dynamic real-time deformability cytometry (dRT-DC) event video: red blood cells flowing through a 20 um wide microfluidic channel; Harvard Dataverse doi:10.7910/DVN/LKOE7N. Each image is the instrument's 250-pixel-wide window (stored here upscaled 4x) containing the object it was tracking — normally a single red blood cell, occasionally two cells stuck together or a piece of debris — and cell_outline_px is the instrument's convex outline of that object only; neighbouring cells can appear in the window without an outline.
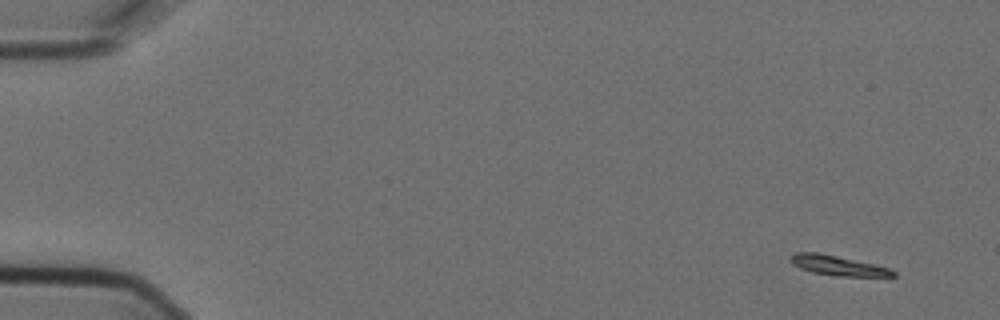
{"species": "Egyptian fruit bat (a non-hibernating species)", "species_latin": "Rousettus aegyptiacus", "temperature_condition": "cold", "stored_images_in_passage": 4, "camera_frame_rate_fps": 3000, "um_per_image_px": 0.085, "animal": {"sex": "female"}, "frame": {"image": 1, "passage_image": 1, "time_ms": 0.0, "image_size_px": [1000, 320], "cell_outline_px": [[896, 276], [836, 276], [812, 272], [800, 268], [792, 264], [792, 256], [796, 252], [816, 252], [836, 256], [872, 264], [888, 268], [896, 272]], "centroid_in_image_um": [71.2, 22.58], "position_along_channel_um": 13.8, "area_um2": 11.5}}
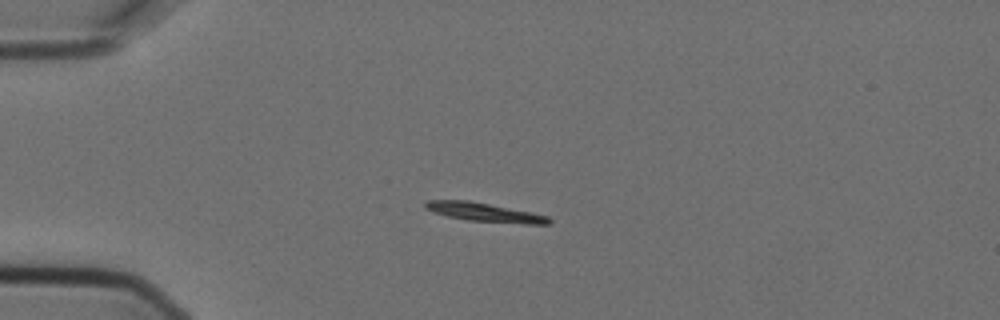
{"frame": {"image": 2, "passage_image": 4, "time_ms": 1.0, "image_size_px": [1000, 320], "cell_outline_px": [[552, 220], [548, 224], [524, 224], [468, 220], [448, 216], [432, 212], [424, 208], [424, 204], [428, 200], [468, 200], [532, 212], [548, 216]], "centroid_in_image_um": [41.18, 18.04], "position_along_channel_um": 43.8, "area_um2": 13.53}}